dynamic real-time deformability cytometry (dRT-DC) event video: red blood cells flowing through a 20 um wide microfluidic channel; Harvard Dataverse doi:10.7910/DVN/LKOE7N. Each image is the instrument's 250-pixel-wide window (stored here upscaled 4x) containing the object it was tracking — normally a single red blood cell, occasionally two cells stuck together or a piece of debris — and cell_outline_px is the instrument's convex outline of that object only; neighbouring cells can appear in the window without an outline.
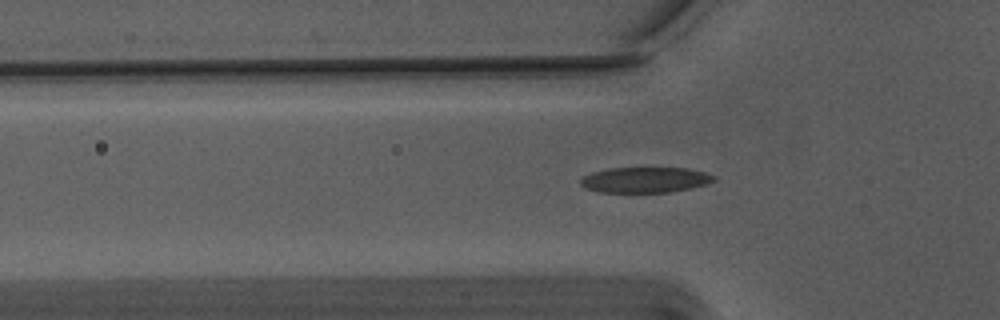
{"species": "Egyptian fruit bat (a non-hibernating species)", "species_latin": "Rousettus aegyptiacus", "temperature_condition": "warm", "stored_images_in_passage": 43, "camera_frame_rate_fps": 3000, "um_per_image_px": 0.085, "animal": {"sex": "male"}, "frame": {"image": 1, "passage_image": 9, "time_ms": 2.667, "image_size_px": [1000, 320], "cell_outline_px": [[716, 180], [704, 184], [672, 192], [600, 192], [588, 188], [580, 184], [580, 180], [584, 176], [592, 172], [608, 168], [688, 168], [704, 172], [716, 176]], "centroid_in_image_um": [54.84, 15.28], "position_along_channel_um": 71.0, "area_um2": 19.65}}
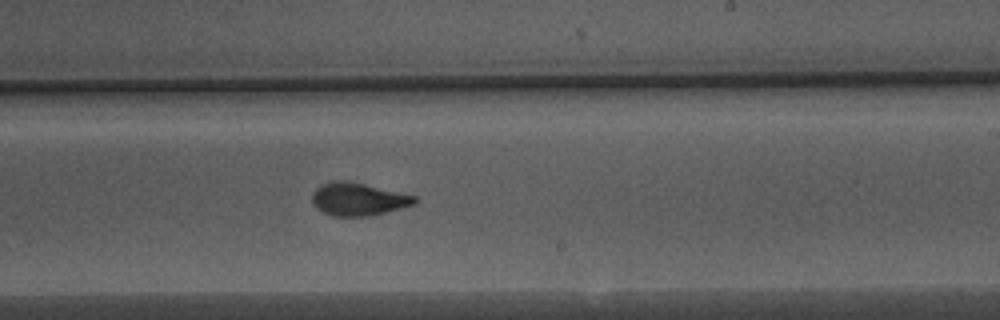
{"frame": {"image": 2, "passage_image": 24, "time_ms": 7.667, "image_size_px": [1000, 320], "cell_outline_px": [[416, 204], [368, 216], [332, 216], [316, 208], [312, 200], [312, 192], [316, 188], [324, 184], [336, 180], [344, 180], [364, 184], [416, 196]], "centroid_in_image_um": [30.43, 16.93], "position_along_channel_um": 258.6, "area_um2": 19.31}}
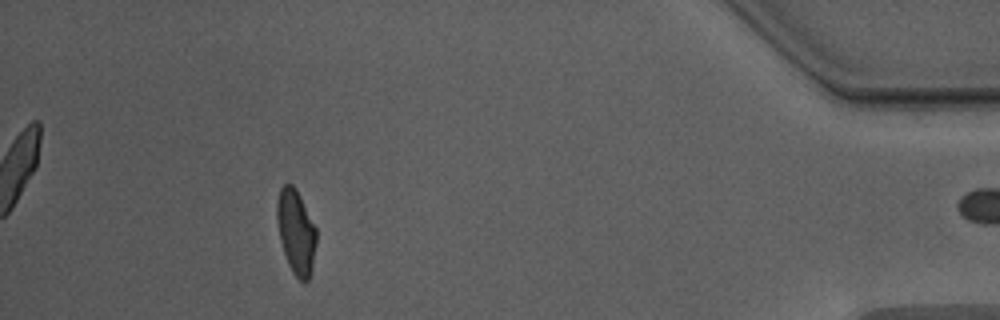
{"frame": {"image": 3, "passage_image": 41, "time_ms": 13.333, "image_size_px": [1000, 320], "cell_outline_px": [[316, 244], [312, 268], [308, 280], [304, 284], [292, 272], [288, 264], [280, 240], [276, 216], [276, 200], [280, 188], [284, 184], [292, 184], [296, 188], [316, 228]], "centroid_in_image_um": [25.15, 19.7], "position_along_channel_um": 410.1, "area_um2": 19.42}, "authors_computed_cell_mechanics": {"area_um2": 19.7098, "velocity_mm_per_s": 3.7437, "shape_relaxation_time_tau1_ms": 4.4241, "shape_relaxation_time_tau2_ms": 0.7228, "deformation_change_tau1": 0.1637, "deformation_change_tau2": 0.0676}}